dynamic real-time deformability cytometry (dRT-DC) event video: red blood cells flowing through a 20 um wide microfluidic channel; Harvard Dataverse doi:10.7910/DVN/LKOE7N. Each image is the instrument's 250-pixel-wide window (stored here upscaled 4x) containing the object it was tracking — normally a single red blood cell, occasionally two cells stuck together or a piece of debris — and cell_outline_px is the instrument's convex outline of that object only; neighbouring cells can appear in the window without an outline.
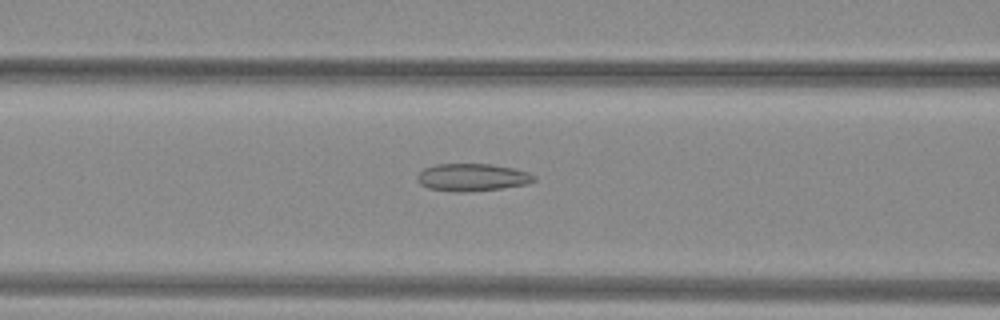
{"species": "common noctule bat (a hibernating species)", "species_latin": "Nyctalus noctula", "temperature_condition": "warm", "stored_images_in_passage": 53, "camera_frame_rate_fps": 3000, "um_per_image_px": 0.085, "animal": {"sex": "female", "body_mass_g": 29.2, "forearm_length_mm": 56.3}, "frame": {"image": 1, "passage_image": 23, "time_ms": 7.333, "image_size_px": [1000, 320], "cell_outline_px": [[536, 180], [528, 184], [500, 188], [464, 192], [456, 192], [428, 188], [420, 184], [416, 180], [416, 176], [424, 168], [436, 164], [488, 164], [516, 168], [528, 172], [536, 176]], "centroid_in_image_um": [40.14, 15.07], "position_along_channel_um": 126.5, "area_um2": 18.79}}
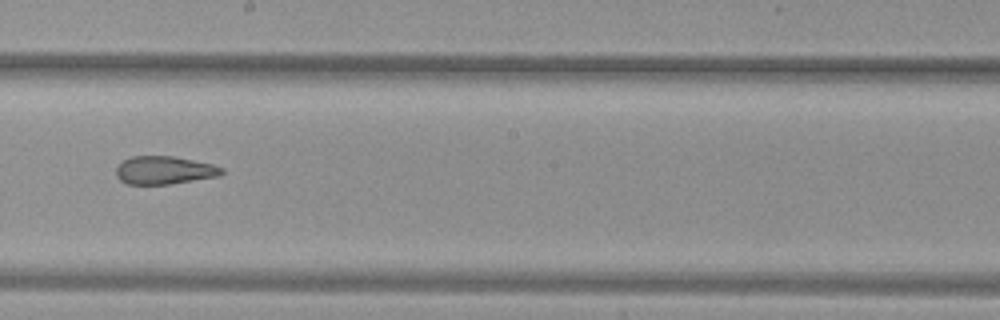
{"frame": {"image": 2, "passage_image": 31, "time_ms": 10.0, "image_size_px": [1000, 320], "cell_outline_px": [[224, 172], [220, 176], [168, 184], [128, 184], [120, 180], [116, 176], [116, 168], [124, 160], [132, 156], [172, 156], [212, 164], [224, 168]], "centroid_in_image_um": [13.97, 14.47], "position_along_channel_um": 234.2, "area_um2": 17.17}}
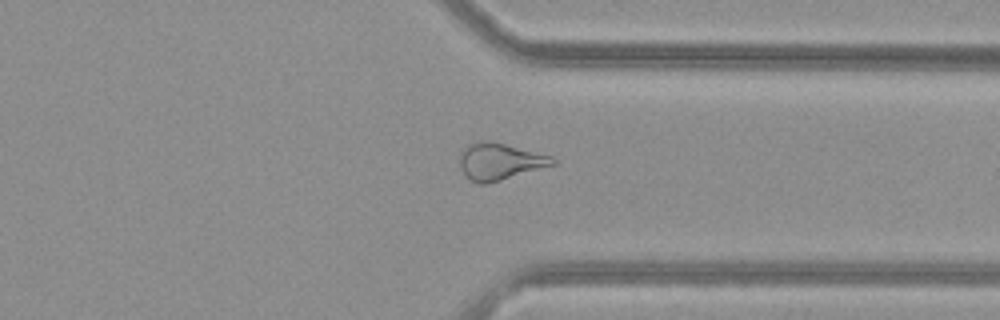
{"frame": {"image": 3, "passage_image": 41, "time_ms": 13.333, "image_size_px": [1000, 320], "cell_outline_px": [[556, 164], [488, 184], [480, 184], [472, 180], [460, 168], [460, 152], [468, 144], [480, 140], [492, 140], [552, 156], [556, 160]], "centroid_in_image_um": [42.49, 13.7], "position_along_channel_um": 368.9, "area_um2": 20.0}, "authors_computed_cell_mechanics": {"area_um2": 21.8484, "velocity_mm_per_s": 4.0458, "shape_relaxation_time_tau1_ms": null, "shape_relaxation_time_tau2_ms": 2.4439, "deformation_change_tau1": null, "deformation_change_tau2": 0.0984}}